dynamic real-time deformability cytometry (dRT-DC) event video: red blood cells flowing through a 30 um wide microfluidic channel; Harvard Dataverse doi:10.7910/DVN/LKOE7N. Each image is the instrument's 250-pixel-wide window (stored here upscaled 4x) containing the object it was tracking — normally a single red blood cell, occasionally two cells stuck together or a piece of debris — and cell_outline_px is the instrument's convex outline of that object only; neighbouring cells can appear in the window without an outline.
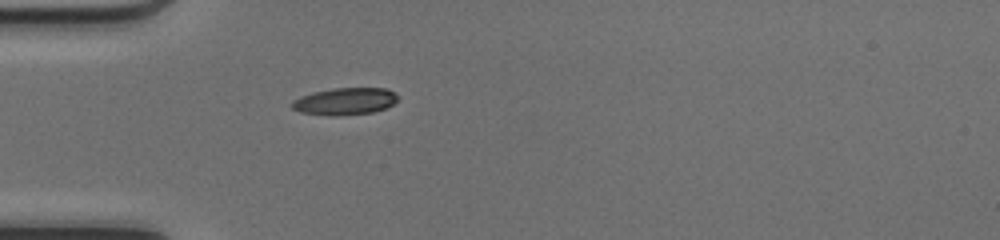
{"species": "common noctule bat (a hibernating species)", "species_latin": "Nyctalus noctula", "temperature_condition": "cold", "stored_images_in_passage": 35, "camera_frame_rate_fps": 3000, "um_per_image_px": 0.085, "animal": {"sex": "female", "body_mass_g": 17.0, "forearm_length_mm": 48.0}, "frame": {"image": 1, "passage_image": 1, "time_ms": 0.0, "image_size_px": [1000, 240], "cell_outline_px": [[400, 96], [392, 104], [384, 108], [372, 112], [336, 116], [332, 116], [300, 112], [292, 108], [292, 100], [300, 96], [312, 92], [336, 88], [388, 88], [396, 92]], "centroid_in_image_um": [29.33, 8.6], "position_along_channel_um": 55.7, "area_um2": 16.76}}
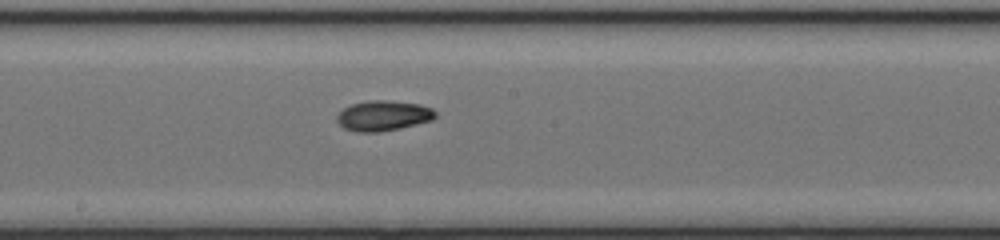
{"frame": {"image": 2, "passage_image": 13, "time_ms": 4.0, "image_size_px": [1000, 240], "cell_outline_px": [[436, 116], [432, 120], [400, 128], [380, 132], [356, 132], [344, 128], [336, 120], [336, 116], [344, 108], [352, 104], [372, 100], [384, 100], [420, 104], [432, 108], [436, 112]], "centroid_in_image_um": [32.58, 9.84], "position_along_channel_um": 215.6, "area_um2": 17.28}}
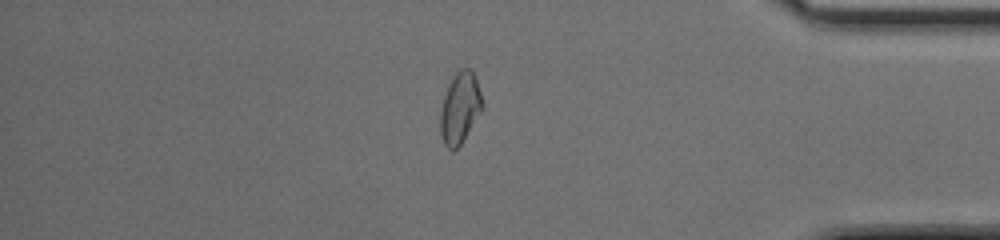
{"frame": {"image": 3, "passage_image": 28, "time_ms": 9.0, "image_size_px": [1000, 240], "cell_outline_px": [[484, 108], [460, 144], [452, 152], [444, 144], [440, 136], [440, 112], [444, 96], [448, 84], [452, 76], [460, 68], [472, 68], [480, 92]], "centroid_in_image_um": [39.09, 9.16], "position_along_channel_um": 396.1, "area_um2": 17.51}, "authors_computed_cell_mechanics": {"area_um2": 16.8776, "velocity_mm_per_s": 4.1941, "shape_relaxation_time_tau1_ms": 4.5369, "shape_relaxation_time_tau2_ms": null, "deformation_change_tau1": 0.1544, "deformation_change_tau2": null}}